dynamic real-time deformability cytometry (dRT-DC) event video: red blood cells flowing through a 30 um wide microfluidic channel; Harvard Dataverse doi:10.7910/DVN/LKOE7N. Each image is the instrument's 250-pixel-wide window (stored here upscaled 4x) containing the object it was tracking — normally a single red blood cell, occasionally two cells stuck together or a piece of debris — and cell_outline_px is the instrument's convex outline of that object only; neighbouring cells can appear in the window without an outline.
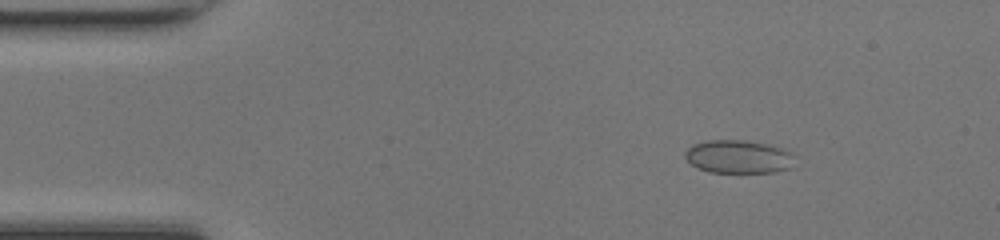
{"species": "common noctule bat (a hibernating species)", "species_latin": "Nyctalus noctula", "temperature_condition": "room temperature", "stored_images_in_passage": 45, "camera_frame_rate_fps": 3000, "um_per_image_px": 0.085, "animal": {"sex": "female", "body_mass_g": 17.0, "forearm_length_mm": 48.0}, "frame": {"image": 1, "passage_image": 3, "time_ms": 0.667, "image_size_px": [1000, 240], "cell_outline_px": [[792, 156], [788, 168], [776, 172], [708, 172], [696, 168], [684, 156], [684, 152], [692, 144], [708, 140], [744, 140], [764, 144], [780, 148], [792, 152]], "centroid_in_image_um": [62.68, 13.32], "position_along_channel_um": 22.3, "area_um2": 20.92}}
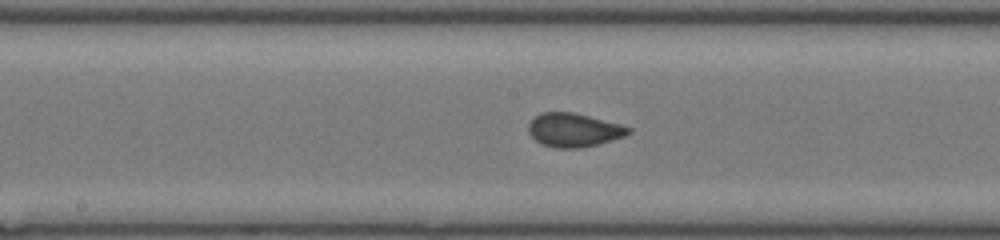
{"frame": {"image": 2, "passage_image": 21, "time_ms": 6.667, "image_size_px": [1000, 240], "cell_outline_px": [[632, 132], [624, 136], [596, 144], [580, 148], [556, 148], [540, 144], [528, 132], [528, 124], [540, 112], [572, 112], [620, 124], [632, 128]], "centroid_in_image_um": [48.75, 11.05], "position_along_channel_um": 199.4, "area_um2": 19.48}}
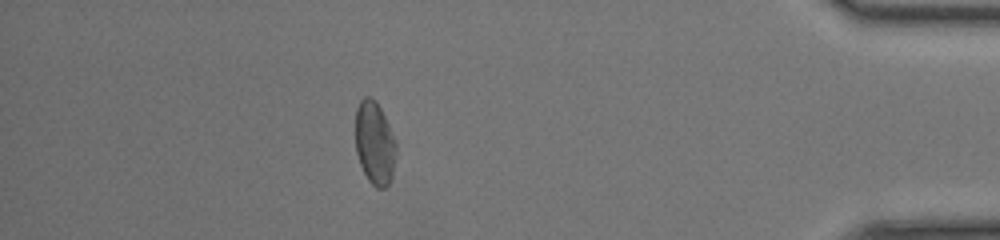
{"frame": {"image": 3, "passage_image": 39, "time_ms": 12.667, "image_size_px": [1000, 240], "cell_outline_px": [[396, 156], [392, 176], [388, 184], [384, 188], [376, 188], [368, 180], [360, 164], [356, 152], [356, 108], [360, 100], [364, 96], [368, 96], [376, 100], [396, 140]], "centroid_in_image_um": [31.85, 12.16], "position_along_channel_um": 403.4, "area_um2": 19.77}, "authors_computed_cell_mechanics": {"area_um2": 19.7098, "velocity_mm_per_s": 4.2361, "shape_relaxation_time_tau1_ms": null, "shape_relaxation_time_tau2_ms": 0.4521, "deformation_change_tau1": null, "deformation_change_tau2": 0.0499}}